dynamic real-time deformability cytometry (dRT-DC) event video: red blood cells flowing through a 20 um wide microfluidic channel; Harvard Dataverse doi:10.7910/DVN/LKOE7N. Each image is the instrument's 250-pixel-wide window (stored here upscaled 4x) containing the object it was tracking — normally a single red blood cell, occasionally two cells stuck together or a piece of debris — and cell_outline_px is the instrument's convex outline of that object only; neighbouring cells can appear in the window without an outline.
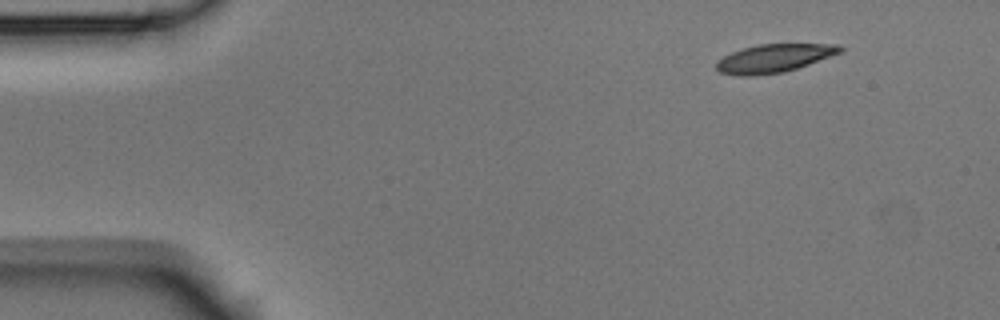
{"species": "Egyptian fruit bat (a non-hibernating species)", "species_latin": "Rousettus aegyptiacus", "temperature_condition": "room temperature", "stored_images_in_passage": 4, "camera_frame_rate_fps": 3000, "um_per_image_px": 0.085, "animal": {"sex": "male"}, "frame": {"image": 1, "passage_image": 1, "time_ms": 0.0, "image_size_px": [1000, 320], "cell_outline_px": [[844, 48], [840, 52], [808, 64], [784, 72], [752, 76], [740, 76], [720, 72], [716, 68], [716, 60], [732, 52], [744, 48], [760, 44], [836, 44]], "centroid_in_image_um": [65.74, 4.96], "position_along_channel_um": 19.3, "area_um2": 20.11}}
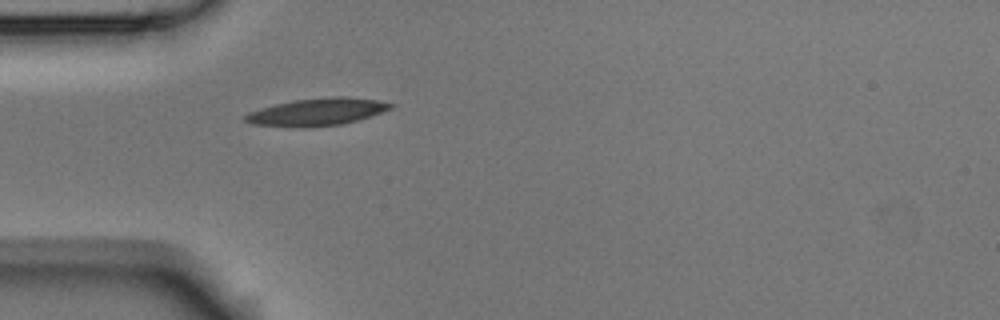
{"frame": {"image": 2, "passage_image": 4, "time_ms": 1.0, "image_size_px": [1000, 320], "cell_outline_px": [[396, 104], [392, 108], [356, 120], [340, 124], [304, 128], [296, 128], [252, 124], [244, 120], [244, 116], [248, 112], [260, 108], [292, 100], [332, 96], [344, 96], [376, 100]], "centroid_in_image_um": [26.89, 9.51], "position_along_channel_um": 58.1, "area_um2": 23.18}}